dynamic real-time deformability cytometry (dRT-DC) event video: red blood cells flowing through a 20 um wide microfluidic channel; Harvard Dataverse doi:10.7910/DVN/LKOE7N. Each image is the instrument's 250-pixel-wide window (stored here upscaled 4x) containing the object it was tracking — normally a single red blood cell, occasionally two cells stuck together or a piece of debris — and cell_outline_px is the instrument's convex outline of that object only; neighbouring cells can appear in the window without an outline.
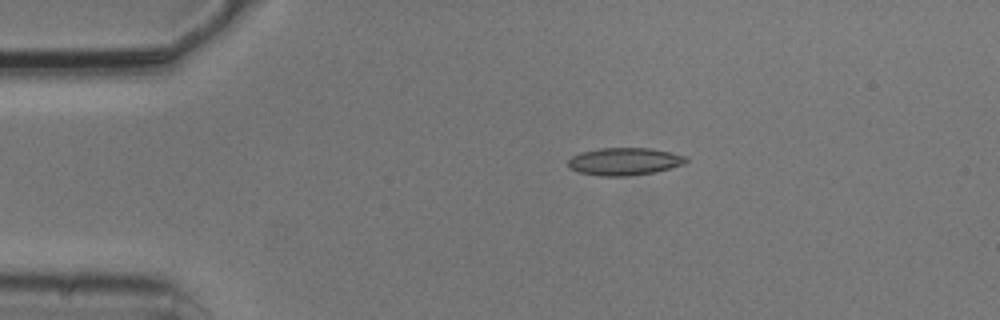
{"species": "common noctule bat (a hibernating species)", "species_latin": "Nyctalus noctula", "temperature_condition": "cold", "stored_images_in_passage": 5, "camera_frame_rate_fps": 3000, "um_per_image_px": 0.085, "animal": {"sex": "male", "body_mass_g": 20.5, "forearm_length_mm": 52.5}, "frame": {"image": 1, "passage_image": 2, "time_ms": 0.333, "image_size_px": [1000, 320], "cell_outline_px": [[688, 160], [684, 164], [656, 172], [628, 176], [600, 176], [576, 172], [568, 168], [568, 160], [572, 156], [580, 152], [600, 148], [652, 148], [684, 156]], "centroid_in_image_um": [53.02, 13.73], "position_along_channel_um": 32.0, "area_um2": 19.02}}
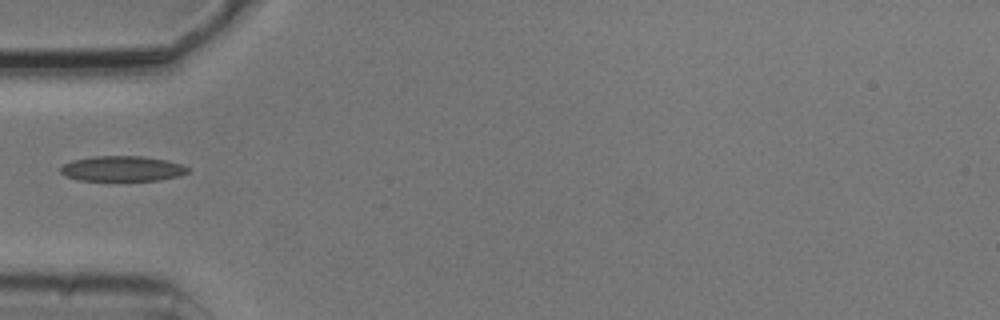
{"frame": {"image": 2, "passage_image": 4, "time_ms": 1.0, "image_size_px": [1000, 320], "cell_outline_px": [[188, 172], [180, 176], [160, 180], [80, 180], [64, 176], [60, 172], [60, 168], [64, 164], [72, 160], [92, 156], [144, 156], [168, 160], [180, 164], [188, 168]], "centroid_in_image_um": [10.38, 14.33], "position_along_channel_um": 74.6, "area_um2": 18.79}}
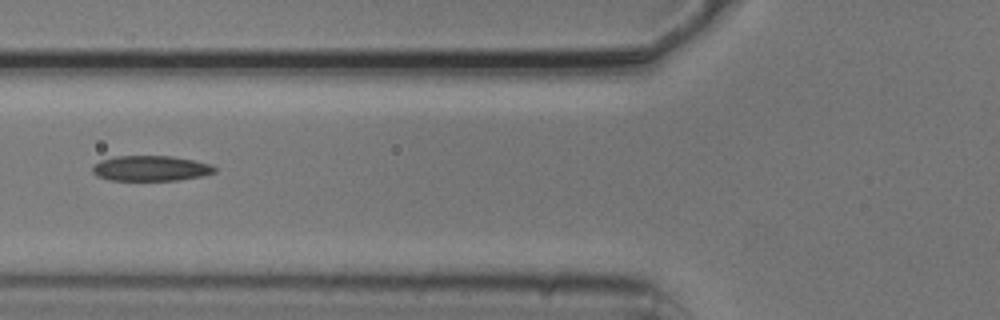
{"frame": {"image": 3, "passage_image": 5, "time_ms": 1.333, "image_size_px": [1000, 320], "cell_outline_px": [[216, 172], [204, 176], [180, 180], [108, 180], [96, 176], [92, 172], [92, 168], [100, 160], [116, 156], [172, 156], [212, 164], [216, 168]], "centroid_in_image_um": [12.83, 14.31], "position_along_channel_um": 113.0, "area_um2": 18.15}}